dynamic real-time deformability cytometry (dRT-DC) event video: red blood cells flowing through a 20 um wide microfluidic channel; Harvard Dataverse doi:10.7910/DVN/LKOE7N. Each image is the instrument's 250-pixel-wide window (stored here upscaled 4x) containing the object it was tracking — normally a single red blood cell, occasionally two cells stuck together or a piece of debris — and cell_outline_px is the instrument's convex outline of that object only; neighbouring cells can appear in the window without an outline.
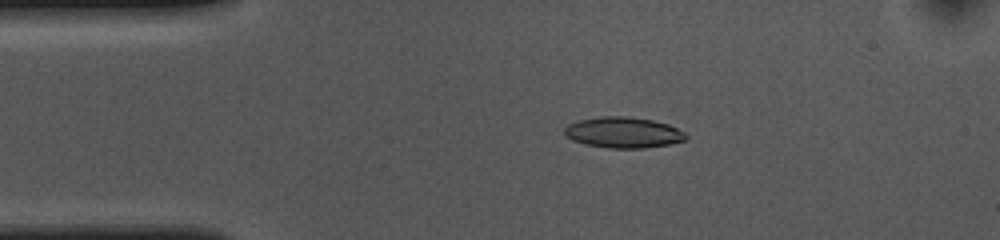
{"species": "common noctule bat (a hibernating species)", "species_latin": "Nyctalus noctula", "temperature_condition": "cold", "stored_images_in_passage": 45, "camera_frame_rate_fps": 3000, "um_per_image_px": 0.085, "animal": {"sex": "female", "body_mass_g": 10.0, "forearm_length_mm": 53.1}, "frame": {"image": 1, "passage_image": 1, "time_ms": 0.0, "image_size_px": [1000, 240], "cell_outline_px": [[688, 136], [684, 140], [668, 144], [644, 148], [608, 148], [584, 144], [572, 140], [564, 136], [564, 128], [568, 124], [580, 120], [600, 116], [628, 116], [652, 120], [668, 124], [684, 132]], "centroid_in_image_um": [52.94, 11.26], "position_along_channel_um": 32.1, "area_um2": 21.85}}
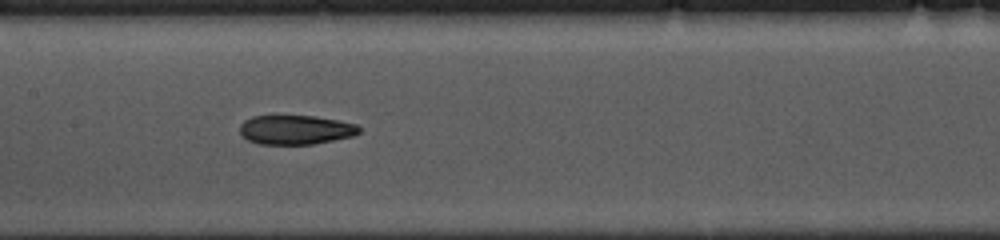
{"frame": {"image": 2, "passage_image": 16, "time_ms": 5.0, "image_size_px": [1000, 240], "cell_outline_px": [[360, 132], [352, 136], [312, 144], [260, 144], [248, 140], [240, 132], [240, 124], [244, 120], [252, 116], [312, 116], [336, 120], [356, 124], [360, 128]], "centroid_in_image_um": [25.1, 11.03], "position_along_channel_um": 182.3, "area_um2": 20.11}}
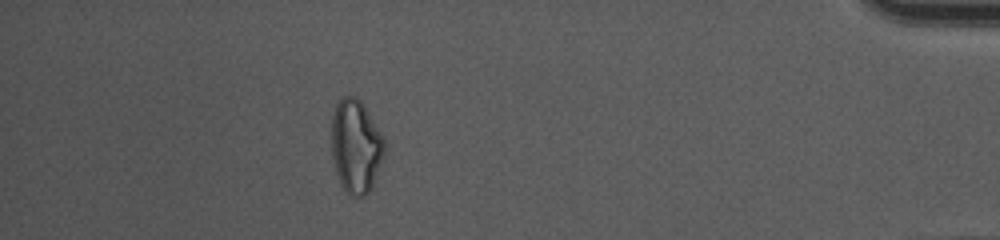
{"frame": {"image": 3, "passage_image": 39, "time_ms": 12.667, "image_size_px": [1000, 240], "cell_outline_px": [[388, 148], [372, 188], [364, 196], [352, 196], [340, 184], [336, 172], [332, 156], [332, 116], [336, 100], [344, 96], [356, 96], [364, 104], [384, 136]], "centroid_in_image_um": [30.29, 12.4], "position_along_channel_um": 404.9, "area_um2": 29.54}, "authors_computed_cell_mechanics": {"area_um2": 22.0796, "velocity_mm_per_s": 3.6309, "shape_relaxation_time_tau1_ms": null, "shape_relaxation_time_tau2_ms": 10.4922, "deformation_change_tau1": null, "deformation_change_tau2": 0.209}}